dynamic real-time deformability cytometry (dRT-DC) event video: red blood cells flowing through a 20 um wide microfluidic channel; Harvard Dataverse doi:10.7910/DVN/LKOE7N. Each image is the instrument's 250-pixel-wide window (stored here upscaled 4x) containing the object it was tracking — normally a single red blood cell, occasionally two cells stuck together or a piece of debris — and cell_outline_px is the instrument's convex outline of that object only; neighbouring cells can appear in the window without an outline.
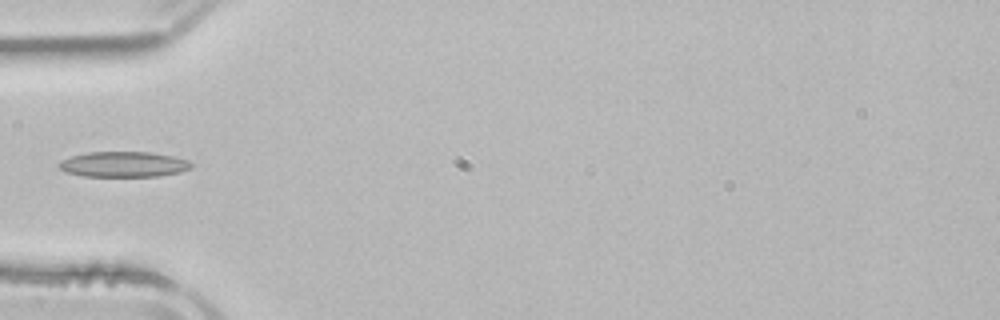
{"species": "common noctule bat (a hibernating species)", "species_latin": "Nyctalus noctula", "temperature_condition": "room temperature", "stored_images_in_passage": 4, "camera_frame_rate_fps": 3000, "um_per_image_px": 0.085, "animal": {"sex": "male", "body_mass_g": 21.5, "forearm_length_mm": 52.0}, "frame": {"image": 1, "passage_image": 4, "time_ms": 5.333, "image_size_px": [1000, 320], "cell_outline_px": [[192, 168], [180, 172], [156, 176], [84, 176], [68, 172], [60, 168], [56, 164], [60, 160], [72, 156], [88, 152], [152, 152], [172, 156], [188, 160], [192, 164]], "centroid_in_image_um": [10.51, 13.96], "position_along_channel_um": 74.5, "area_um2": 19.54}}